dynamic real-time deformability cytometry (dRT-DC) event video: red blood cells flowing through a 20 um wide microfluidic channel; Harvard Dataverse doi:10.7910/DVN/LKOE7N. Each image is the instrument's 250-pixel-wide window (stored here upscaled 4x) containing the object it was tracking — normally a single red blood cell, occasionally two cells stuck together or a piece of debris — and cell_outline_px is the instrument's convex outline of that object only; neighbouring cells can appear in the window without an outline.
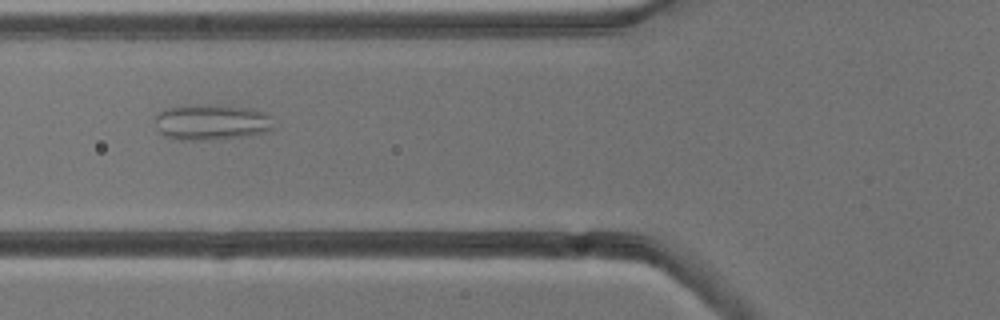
{"species": "common noctule bat (a hibernating species)", "species_latin": "Nyctalus noctula", "temperature_condition": "cold", "stored_images_in_passage": 8, "camera_frame_rate_fps": 3000, "um_per_image_px": 0.085, "animal": {"sex": "male", "body_mass_g": 13.3}, "frame": {"image": 1, "passage_image": 6, "time_ms": 6.0, "image_size_px": [1000, 320], "cell_outline_px": [[272, 128], [268, 132], [252, 136], [204, 140], [176, 140], [164, 136], [160, 132], [156, 120], [156, 116], [160, 112], [168, 108], [200, 104], [244, 108], [268, 112], [272, 116]], "centroid_in_image_um": [18.03, 10.41], "position_along_channel_um": 107.8, "area_um2": 24.68}}